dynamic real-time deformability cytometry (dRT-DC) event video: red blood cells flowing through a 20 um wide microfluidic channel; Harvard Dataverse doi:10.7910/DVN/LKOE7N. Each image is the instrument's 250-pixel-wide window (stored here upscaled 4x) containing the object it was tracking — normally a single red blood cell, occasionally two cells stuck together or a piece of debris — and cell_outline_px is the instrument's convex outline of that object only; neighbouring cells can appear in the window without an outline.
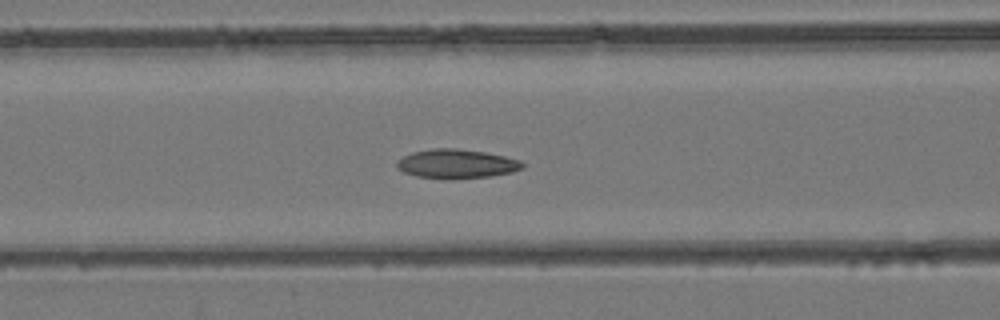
{"species": "common noctule bat (a hibernating species)", "species_latin": "Nyctalus noctula", "temperature_condition": "room temperature", "stored_images_in_passage": 48, "camera_frame_rate_fps": 3000, "um_per_image_px": 0.085, "animal": {"sex": "female", "body_mass_g": 24.6, "forearm_length_mm": 56.2}, "frame": {"image": 1, "passage_image": 20, "time_ms": 6.333, "image_size_px": [1000, 320], "cell_outline_px": [[524, 168], [512, 172], [492, 176], [416, 176], [404, 172], [396, 168], [396, 160], [412, 152], [432, 148], [456, 148], [484, 152], [504, 156], [520, 160], [524, 164]], "centroid_in_image_um": [38.81, 13.87], "position_along_channel_um": 127.8, "area_um2": 20.52}}
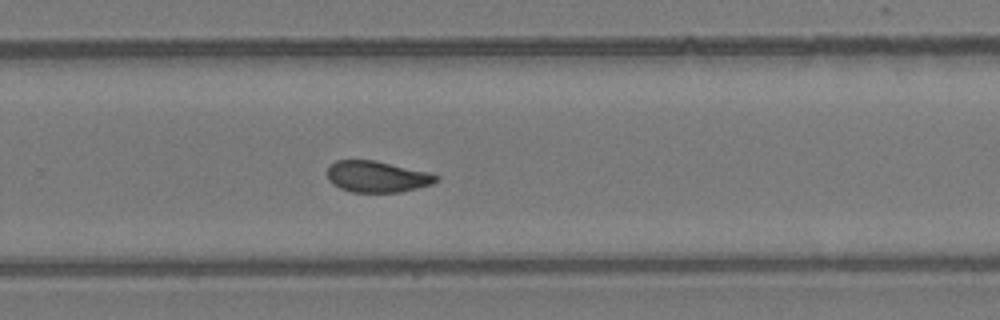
{"frame": {"image": 2, "passage_image": 32, "time_ms": 10.333, "image_size_px": [1000, 320], "cell_outline_px": [[440, 180], [432, 184], [400, 192], [352, 192], [340, 188], [332, 184], [328, 180], [328, 168], [336, 160], [376, 160], [428, 172], [440, 176]], "centroid_in_image_um": [32.07, 15.01], "position_along_channel_um": 297.7, "area_um2": 19.88}}
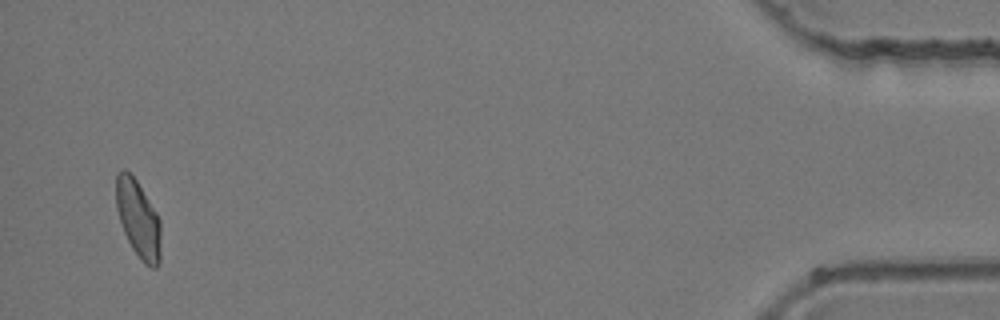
{"frame": {"image": 3, "passage_image": 47, "time_ms": 15.333, "image_size_px": [1000, 320], "cell_outline_px": [[160, 260], [156, 268], [152, 268], [144, 264], [140, 260], [132, 248], [124, 232], [116, 208], [116, 172], [124, 168], [136, 180], [156, 212], [160, 220]], "centroid_in_image_um": [11.74, 18.63], "position_along_channel_um": 423.5, "area_um2": 20.11}}